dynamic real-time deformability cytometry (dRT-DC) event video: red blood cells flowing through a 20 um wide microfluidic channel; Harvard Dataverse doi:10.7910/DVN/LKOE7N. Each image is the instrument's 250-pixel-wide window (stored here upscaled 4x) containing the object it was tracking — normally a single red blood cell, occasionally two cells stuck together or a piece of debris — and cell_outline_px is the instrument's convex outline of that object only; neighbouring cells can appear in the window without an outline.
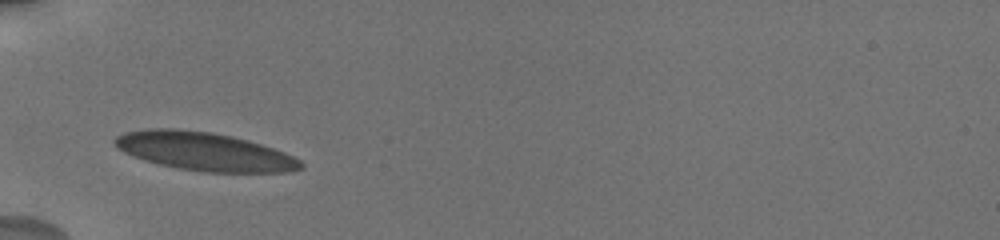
{"species": "human", "species_latin": "Homo sapiens", "temperature_condition": "cold", "stored_images_in_passage": 65, "camera_frame_rate_fps": 3000, "um_per_image_px": 0.085, "donor": {"sex": "male"}, "frame": {"image": 1, "passage_image": 1, "time_ms": 0.0, "image_size_px": [1000, 240], "cell_outline_px": [[304, 168], [288, 172], [200, 172], [176, 168], [144, 160], [132, 156], [116, 148], [112, 140], [116, 136], [124, 132], [148, 128], [176, 128], [212, 132], [232, 136], [248, 140], [284, 152], [300, 160], [304, 164]], "centroid_in_image_um": [17.33, 12.87], "position_along_channel_um": 67.7, "area_um2": 41.85}}
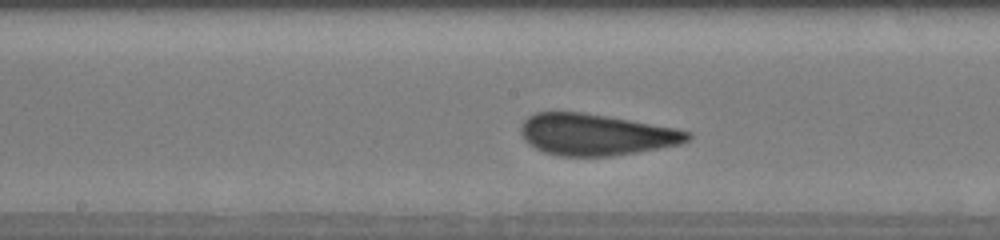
{"frame": {"image": 2, "passage_image": 23, "time_ms": 3.667, "image_size_px": [1000, 240], "cell_outline_px": [[692, 136], [688, 140], [680, 144], [636, 152], [608, 156], [560, 156], [544, 152], [528, 144], [524, 140], [520, 132], [520, 124], [528, 116], [536, 112], [584, 112], [608, 116], [676, 128], [692, 132]], "centroid_in_image_um": [50.62, 11.43], "position_along_channel_um": 197.6, "area_um2": 40.34}}
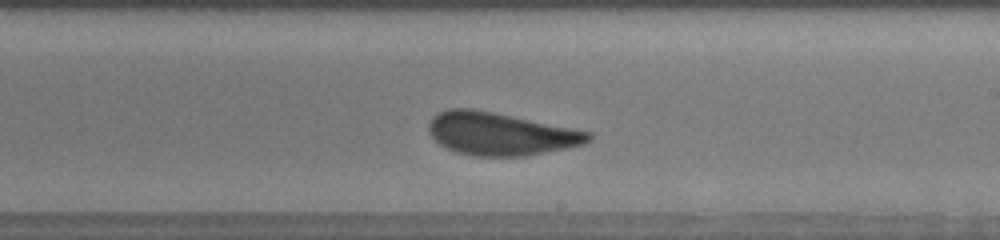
{"frame": {"image": 3, "passage_image": 29, "time_ms": 5.0, "image_size_px": [1000, 240], "cell_outline_px": [[592, 140], [584, 144], [524, 156], [472, 156], [456, 152], [440, 144], [428, 132], [428, 124], [432, 116], [436, 112], [448, 108], [472, 108], [592, 132]], "centroid_in_image_um": [42.5, 11.37], "position_along_channel_um": 246.5, "area_um2": 39.65}, "authors_computed_cell_mechanics": {"area_um2": 39.6508, "velocity_mm_per_s": 3.6961, "shape_relaxation_time_tau1_ms": 3.8478, "shape_relaxation_time_tau2_ms": null, "deformation_change_tau1": 0.1222, "deformation_change_tau2": null}}